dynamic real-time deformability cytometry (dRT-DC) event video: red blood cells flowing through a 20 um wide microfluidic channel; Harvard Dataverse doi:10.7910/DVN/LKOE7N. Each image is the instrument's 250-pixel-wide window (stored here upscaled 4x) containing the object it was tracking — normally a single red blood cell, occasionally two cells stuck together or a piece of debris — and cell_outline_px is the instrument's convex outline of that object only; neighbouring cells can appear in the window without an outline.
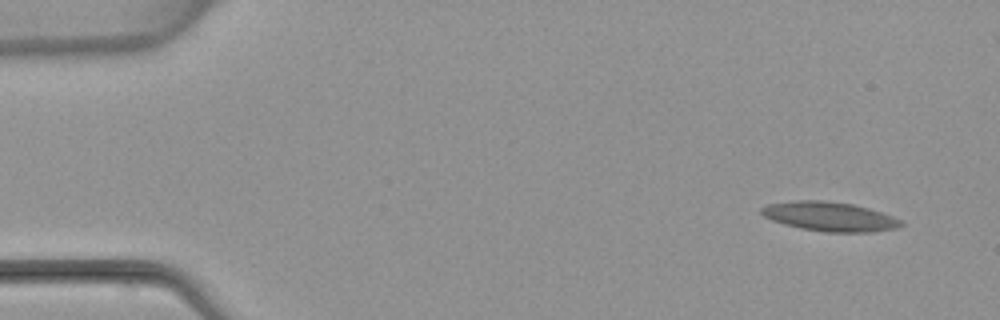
{"species": "common noctule bat (a hibernating species)", "species_latin": "Nyctalus noctula", "temperature_condition": "warm", "stored_images_in_passage": 5, "camera_frame_rate_fps": 3000, "um_per_image_px": 0.085, "animal": {"sex": "female", "body_mass_g": 22.7, "forearm_length_mm": 54.2}, "frame": {"image": 1, "passage_image": 1, "time_ms": 0.0, "image_size_px": [1000, 320], "cell_outline_px": [[904, 224], [896, 228], [872, 232], [824, 232], [800, 228], [784, 224], [772, 220], [764, 216], [760, 212], [760, 208], [768, 204], [796, 200], [824, 200], [852, 204], [868, 208], [904, 220]], "centroid_in_image_um": [70.52, 18.4], "position_along_channel_um": 14.5, "area_um2": 23.87}}